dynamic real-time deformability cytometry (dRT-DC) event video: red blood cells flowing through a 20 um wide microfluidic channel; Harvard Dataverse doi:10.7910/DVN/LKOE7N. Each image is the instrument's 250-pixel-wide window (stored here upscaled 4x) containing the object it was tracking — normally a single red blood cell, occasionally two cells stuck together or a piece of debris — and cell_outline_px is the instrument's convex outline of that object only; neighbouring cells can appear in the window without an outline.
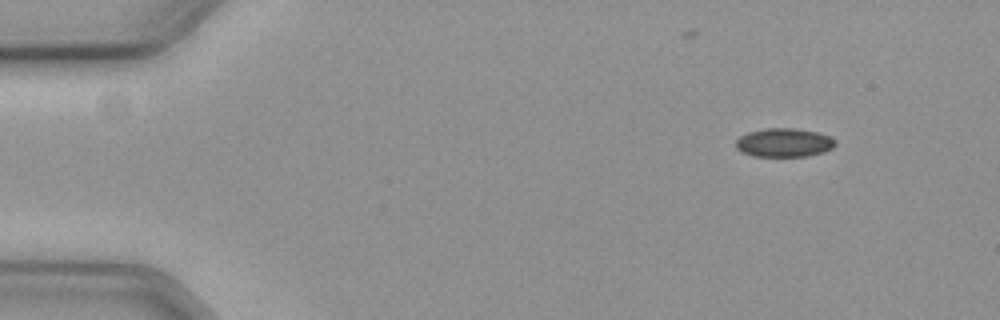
{"species": "common noctule bat (a hibernating species)", "species_latin": "Nyctalus noctula", "temperature_condition": "cold", "stored_images_in_passage": 52, "camera_frame_rate_fps": 3000, "um_per_image_px": 0.085, "animal": {"sex": "female", "body_mass_g": 19.3, "forearm_length_mm": 54.1}, "frame": {"image": 1, "passage_image": 1, "time_ms": 0.0, "image_size_px": [1000, 320], "cell_outline_px": [[836, 144], [832, 148], [824, 152], [808, 156], [752, 156], [740, 152], [736, 148], [736, 140], [740, 136], [748, 132], [768, 128], [792, 128], [816, 132], [828, 136], [836, 140]], "centroid_in_image_um": [66.62, 12.13], "position_along_channel_um": 18.4, "area_um2": 16.65}}
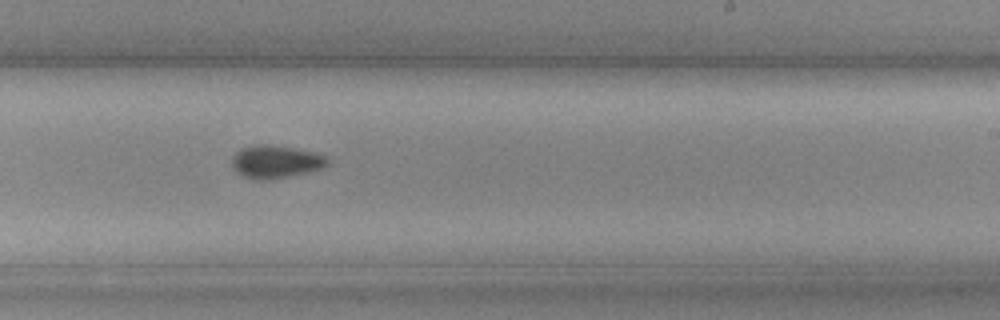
{"frame": {"image": 2, "passage_image": 30, "time_ms": 9.667, "image_size_px": [1000, 320], "cell_outline_px": [[328, 164], [324, 168], [308, 172], [268, 180], [256, 180], [244, 176], [236, 172], [232, 168], [232, 156], [240, 148], [252, 144], [268, 144], [292, 148], [312, 152], [328, 156]], "centroid_in_image_um": [23.4, 13.74], "position_along_channel_um": 265.6, "area_um2": 18.44}}
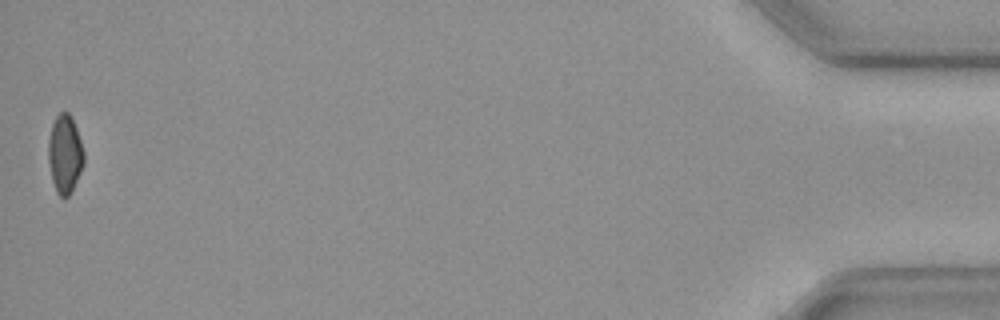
{"frame": {"image": 3, "passage_image": 52, "time_ms": 17.0, "image_size_px": [1000, 320], "cell_outline_px": [[84, 164], [68, 196], [60, 196], [56, 192], [52, 180], [48, 160], [48, 140], [52, 124], [56, 116], [60, 112], [68, 112], [72, 116], [84, 152]], "centroid_in_image_um": [5.5, 13.06], "position_along_channel_um": 429.7, "area_um2": 16.07}}